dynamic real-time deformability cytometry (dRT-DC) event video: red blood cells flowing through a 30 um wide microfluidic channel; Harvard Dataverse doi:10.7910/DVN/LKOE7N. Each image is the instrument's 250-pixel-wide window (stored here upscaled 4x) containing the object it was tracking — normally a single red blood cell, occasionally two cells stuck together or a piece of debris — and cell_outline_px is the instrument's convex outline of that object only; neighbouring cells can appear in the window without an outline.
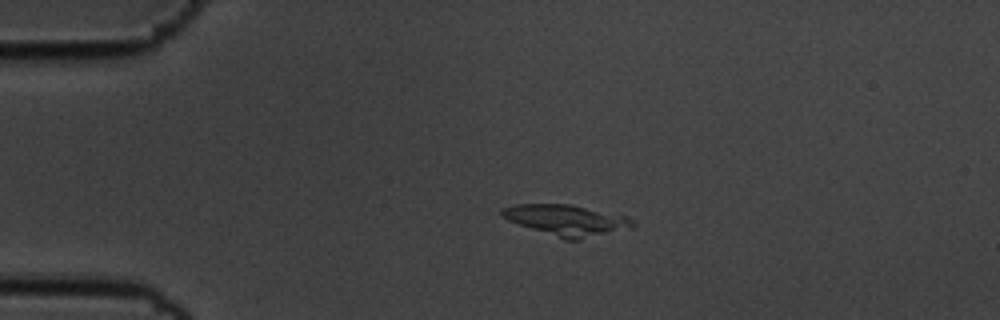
{"species": "common noctule bat (a hibernating species)", "species_latin": "Nyctalus noctula", "temperature_condition": "cold", "stored_images_in_passage": 46, "camera_frame_rate_fps": 3000, "um_per_image_px": 0.085, "animal": {"sex": "male", "body_mass_g": 19.5, "forearm_length_mm": 54.6}, "frame": {"image": 1, "passage_image": 2, "time_ms": 0.333, "image_size_px": [1000, 320], "cell_outline_px": [[636, 228], [580, 240], [564, 240], [508, 220], [500, 216], [500, 208], [516, 204], [572, 204], [628, 216], [636, 224]], "centroid_in_image_um": [48.22, 18.72], "position_along_channel_um": 36.8, "area_um2": 24.04}}
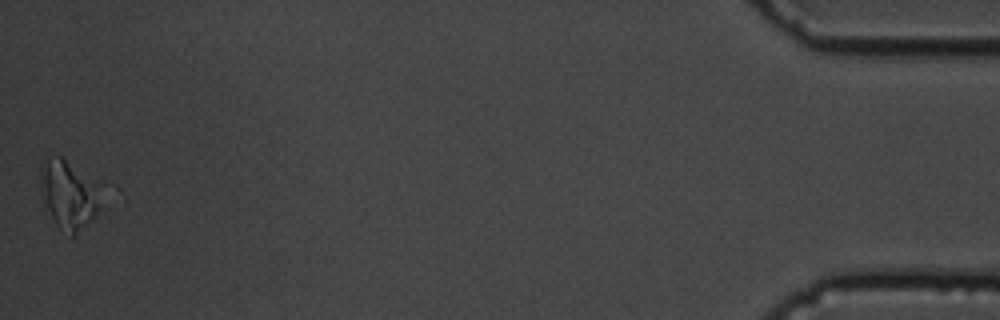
{"frame": {"image": 2, "passage_image": 46, "time_ms": 15.0, "image_size_px": [1000, 320], "cell_outline_px": [[100, 208], [72, 236], [60, 228], [56, 224], [44, 204], [40, 176], [40, 160], [44, 156], [60, 156], [64, 160]], "centroid_in_image_um": [5.54, 16.59], "position_along_channel_um": 429.7, "area_um2": 20.58}}